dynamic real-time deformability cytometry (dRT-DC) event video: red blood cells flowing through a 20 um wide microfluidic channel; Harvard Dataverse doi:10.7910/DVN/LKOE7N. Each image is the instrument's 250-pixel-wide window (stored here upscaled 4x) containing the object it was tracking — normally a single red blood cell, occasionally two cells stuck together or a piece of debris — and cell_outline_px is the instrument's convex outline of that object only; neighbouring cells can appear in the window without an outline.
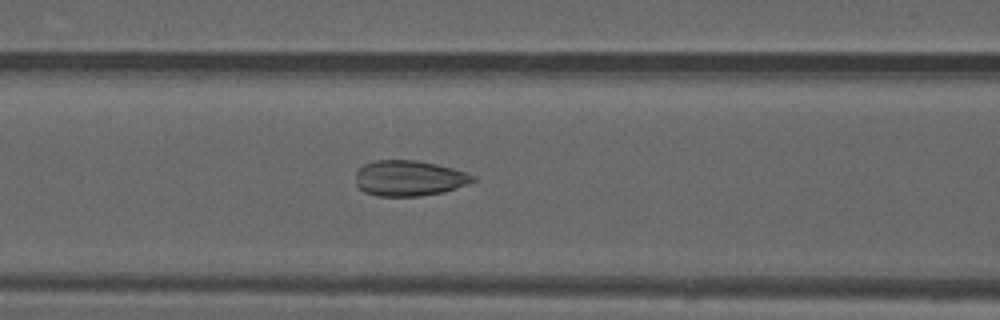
{"species": "common noctule bat (a hibernating species)", "species_latin": "Nyctalus noctula", "temperature_condition": "warm", "stored_images_in_passage": 48, "camera_frame_rate_fps": 3000, "um_per_image_px": 0.085, "animal": {"sex": "male", "forearm_length_mm": 52.5}, "frame": {"image": 1, "passage_image": 20, "time_ms": 6.333, "image_size_px": [1000, 320], "cell_outline_px": [[476, 180], [468, 184], [444, 192], [420, 196], [380, 196], [364, 192], [356, 184], [356, 172], [364, 164], [376, 160], [416, 160], [436, 164], [452, 168], [476, 176]], "centroid_in_image_um": [34.78, 15.15], "position_along_channel_um": 131.8, "area_um2": 24.28}}
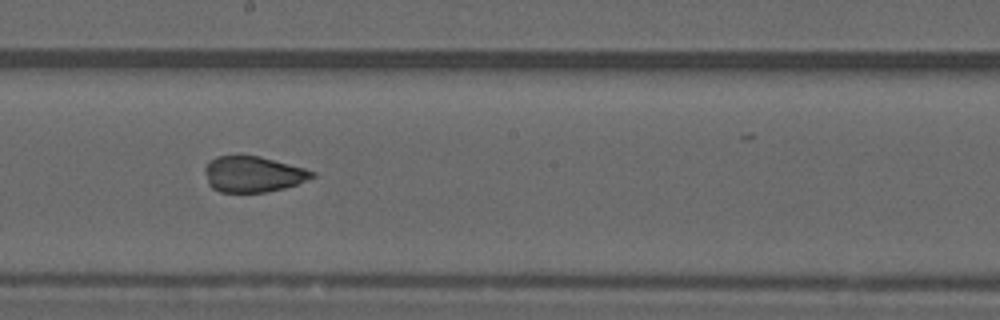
{"frame": {"image": 2, "passage_image": 27, "time_ms": 8.667, "image_size_px": [1000, 320], "cell_outline_px": [[316, 176], [296, 184], [284, 188], [268, 192], [220, 192], [212, 188], [208, 184], [204, 172], [204, 168], [216, 156], [236, 152], [260, 156], [304, 168], [316, 172]], "centroid_in_image_um": [21.47, 14.77], "position_along_channel_um": 226.7, "area_um2": 22.95}}
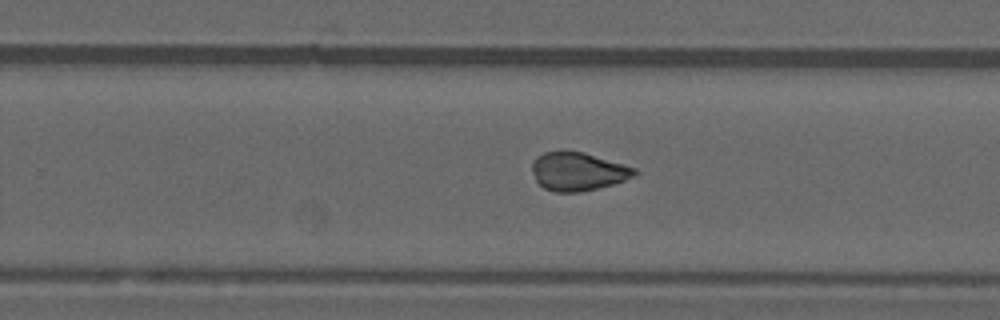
{"frame": {"image": 3, "passage_image": 31, "time_ms": 10.0, "image_size_px": [1000, 320], "cell_outline_px": [[640, 172], [636, 176], [612, 184], [580, 192], [552, 192], [544, 188], [536, 180], [532, 172], [532, 164], [536, 156], [544, 152], [564, 148], [584, 152], [636, 168]], "centroid_in_image_um": [49.11, 14.54], "position_along_channel_um": 280.7, "area_um2": 23.35}, "authors_computed_cell_mechanics": {"area_um2": 24.0159, "velocity_mm_per_s": 4.0769, "shape_relaxation_time_tau1_ms": null, "shape_relaxation_time_tau2_ms": 0.7007, "deformation_change_tau1": null, "deformation_change_tau2": 0.0602}}